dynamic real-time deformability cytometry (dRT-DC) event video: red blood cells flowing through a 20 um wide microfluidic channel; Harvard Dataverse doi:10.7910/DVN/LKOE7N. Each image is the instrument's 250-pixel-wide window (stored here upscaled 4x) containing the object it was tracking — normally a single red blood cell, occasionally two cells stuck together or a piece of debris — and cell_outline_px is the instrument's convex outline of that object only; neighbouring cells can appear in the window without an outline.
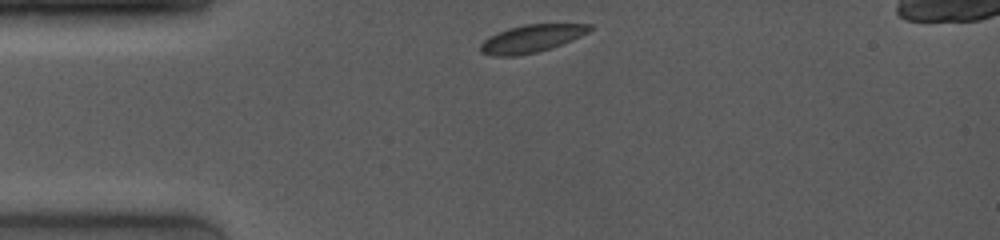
{"species": "common noctule bat (a hibernating species)", "species_latin": "Nyctalus noctula", "temperature_condition": "room temperature", "stored_images_in_passage": 24, "camera_frame_rate_fps": 4000, "um_per_image_px": 0.085, "animal": {"sex": "female", "body_mass_g": 19.0, "forearm_length_mm": 53.3}, "frame": {"image": 1, "passage_image": 1, "time_ms": 0.0, "image_size_px": [1000, 240], "cell_outline_px": [[596, 28], [572, 40], [552, 48], [536, 52], [516, 56], [492, 56], [480, 52], [480, 44], [488, 36], [496, 32], [508, 28], [524, 24], [592, 24]], "centroid_in_image_um": [45.17, 3.27], "position_along_channel_um": 39.8, "area_um2": 17.8}}
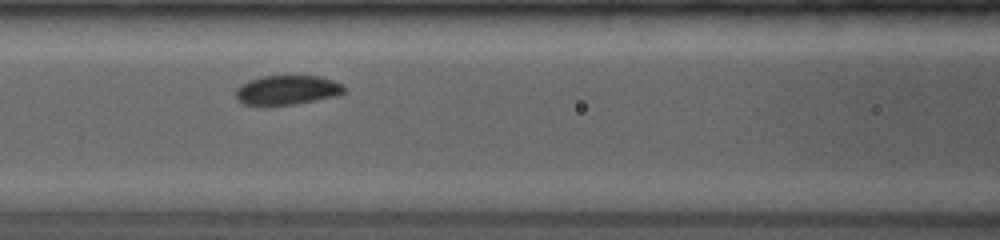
{"frame": {"image": 2, "passage_image": 8, "time_ms": 3.25, "image_size_px": [1000, 240], "cell_outline_px": [[344, 92], [336, 96], [296, 104], [244, 104], [236, 100], [236, 88], [240, 84], [248, 80], [260, 76], [320, 76], [332, 80], [340, 84], [344, 88]], "centroid_in_image_um": [24.37, 7.64], "position_along_channel_um": 142.2, "area_um2": 18.38}}
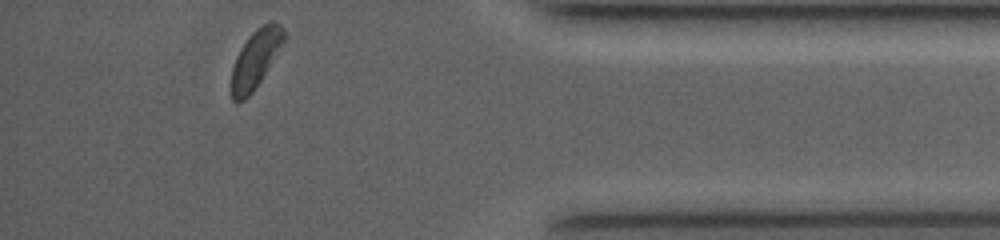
{"frame": {"image": 3, "passage_image": 24, "time_ms": 10.5, "image_size_px": [1000, 240], "cell_outline_px": [[284, 44], [252, 92], [244, 100], [232, 100], [232, 68], [236, 56], [240, 48], [248, 36], [256, 28], [268, 20], [272, 20], [280, 24], [284, 28]], "centroid_in_image_um": [21.75, 4.93], "position_along_channel_um": 413.5, "area_um2": 17.69}}